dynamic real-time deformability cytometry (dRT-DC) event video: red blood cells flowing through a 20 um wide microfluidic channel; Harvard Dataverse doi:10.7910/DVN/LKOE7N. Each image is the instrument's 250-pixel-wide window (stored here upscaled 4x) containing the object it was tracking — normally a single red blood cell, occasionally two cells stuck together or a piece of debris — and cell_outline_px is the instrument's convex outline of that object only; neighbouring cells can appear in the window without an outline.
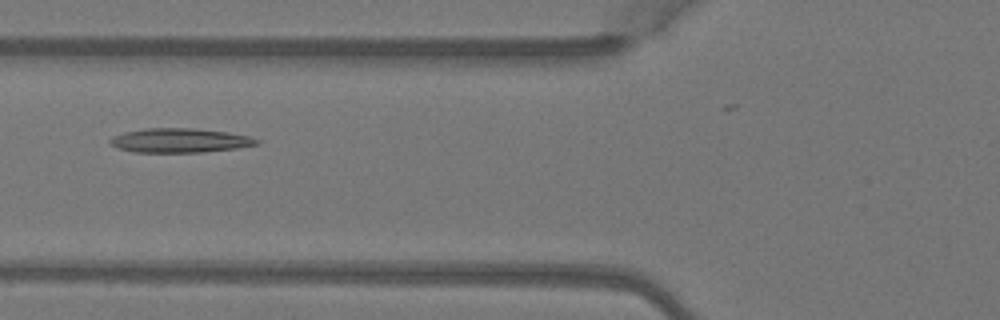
{"species": "Egyptian fruit bat (a non-hibernating species)", "species_latin": "Rousettus aegyptiacus", "temperature_condition": "warm", "stored_images_in_passage": 6, "camera_frame_rate_fps": 3000, "um_per_image_px": 0.085, "animal": {"sex": "female"}, "frame": {"image": 1, "passage_image": 6, "time_ms": 1.667, "image_size_px": [1000, 320], "cell_outline_px": [[260, 144], [236, 148], [200, 152], [136, 152], [120, 148], [112, 144], [108, 140], [112, 136], [124, 132], [144, 128], [188, 128], [228, 132], [248, 136], [260, 140]], "centroid_in_image_um": [15.29, 11.93], "position_along_channel_um": 110.5, "area_um2": 20.52}}